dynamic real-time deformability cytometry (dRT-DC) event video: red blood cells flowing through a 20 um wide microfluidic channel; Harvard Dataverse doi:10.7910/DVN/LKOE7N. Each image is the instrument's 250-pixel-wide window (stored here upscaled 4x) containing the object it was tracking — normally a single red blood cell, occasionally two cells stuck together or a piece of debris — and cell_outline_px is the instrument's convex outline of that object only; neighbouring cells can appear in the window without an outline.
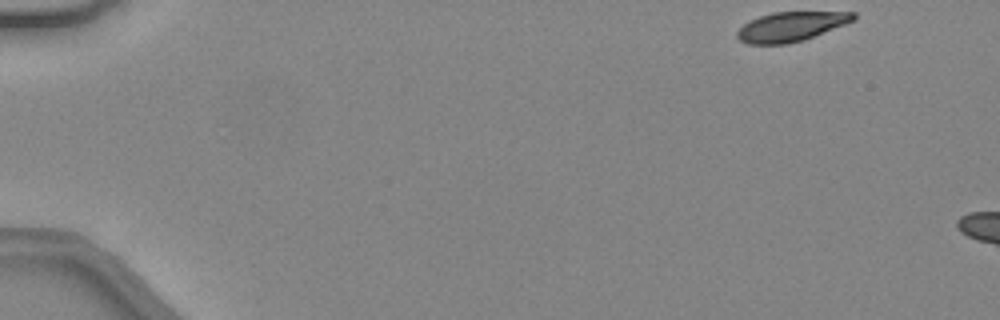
{"species": "common noctule bat (a hibernating species)", "species_latin": "Nyctalus noctula", "temperature_condition": "warm", "stored_images_in_passage": 5, "camera_frame_rate_fps": 3000, "um_per_image_px": 0.085, "animal": {"sex": "female", "body_mass_g": 24.6, "forearm_length_mm": 56.2}, "frame": {"image": 1, "passage_image": 1, "time_ms": 0.0, "image_size_px": [1000, 320], "cell_outline_px": [[856, 20], [804, 40], [788, 44], [748, 44], [740, 40], [736, 36], [736, 32], [748, 20], [772, 12], [856, 12]], "centroid_in_image_um": [67.23, 2.26], "position_along_channel_um": 17.8, "area_um2": 20.06}}